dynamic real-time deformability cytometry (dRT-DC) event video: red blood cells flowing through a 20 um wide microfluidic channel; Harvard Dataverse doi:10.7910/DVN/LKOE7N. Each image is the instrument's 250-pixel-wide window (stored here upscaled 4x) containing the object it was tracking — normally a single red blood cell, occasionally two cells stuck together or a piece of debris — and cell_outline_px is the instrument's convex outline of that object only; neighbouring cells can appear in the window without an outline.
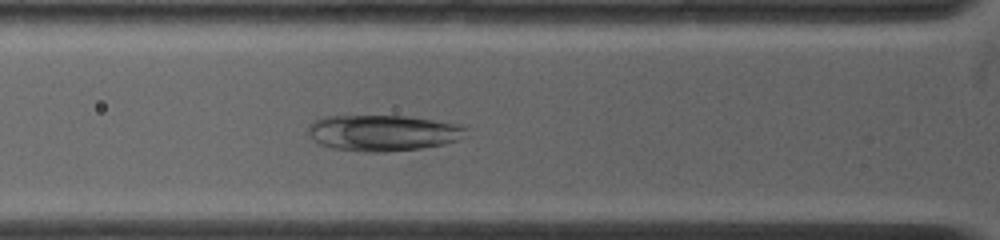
{"species": "common noctule bat (a hibernating species)", "species_latin": "Nyctalus noctula", "temperature_condition": "warm", "stored_images_in_passage": 13, "camera_frame_rate_fps": 4500, "um_per_image_px": 0.085, "animal": {"sex": "female", "body_mass_g": 19.0, "forearm_length_mm": 53.3}, "frame": {"image": 1, "passage_image": 2, "time_ms": 0.444, "image_size_px": [1000, 240], "cell_outline_px": [[468, 128], [456, 140], [444, 144], [420, 148], [384, 152], [364, 152], [336, 148], [320, 144], [308, 132], [308, 124], [324, 116], [408, 116], [460, 124]], "centroid_in_image_um": [32.54, 11.28], "position_along_channel_um": 93.3, "area_um2": 32.77}}
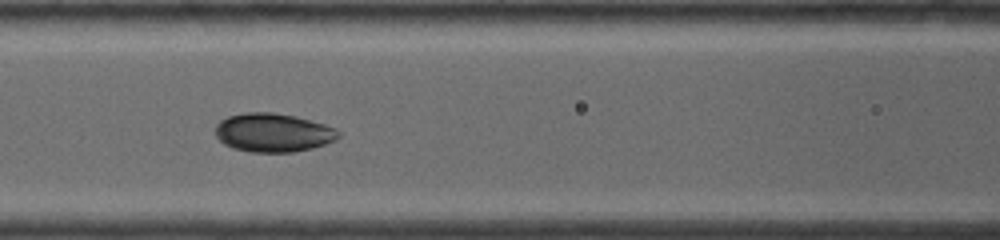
{"frame": {"image": 2, "passage_image": 4, "time_ms": 1.778, "image_size_px": [1000, 240], "cell_outline_px": [[340, 136], [324, 144], [312, 148], [292, 152], [252, 152], [232, 148], [224, 144], [216, 136], [216, 124], [220, 120], [228, 116], [244, 112], [272, 112], [296, 116], [324, 124], [336, 128], [340, 132]], "centroid_in_image_um": [23.19, 11.26], "position_along_channel_um": 143.4, "area_um2": 27.74}}
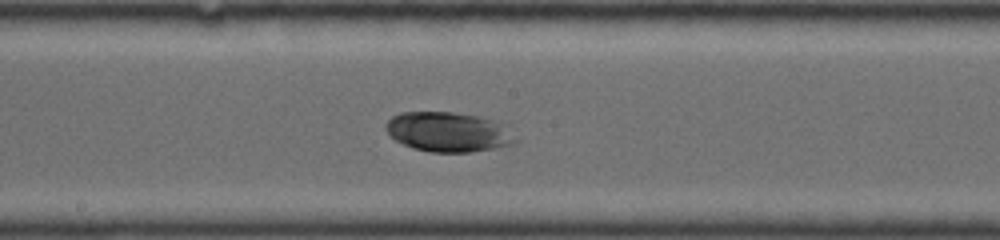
{"frame": {"image": 3, "passage_image": 7, "time_ms": 3.556, "image_size_px": [1000, 240], "cell_outline_px": [[520, 140], [508, 144], [492, 148], [472, 152], [432, 152], [412, 148], [388, 136], [384, 128], [384, 124], [392, 116], [400, 112], [452, 112], [480, 116], [504, 124]], "centroid_in_image_um": [38.07, 11.2], "position_along_channel_um": 210.1, "area_um2": 30.17}}